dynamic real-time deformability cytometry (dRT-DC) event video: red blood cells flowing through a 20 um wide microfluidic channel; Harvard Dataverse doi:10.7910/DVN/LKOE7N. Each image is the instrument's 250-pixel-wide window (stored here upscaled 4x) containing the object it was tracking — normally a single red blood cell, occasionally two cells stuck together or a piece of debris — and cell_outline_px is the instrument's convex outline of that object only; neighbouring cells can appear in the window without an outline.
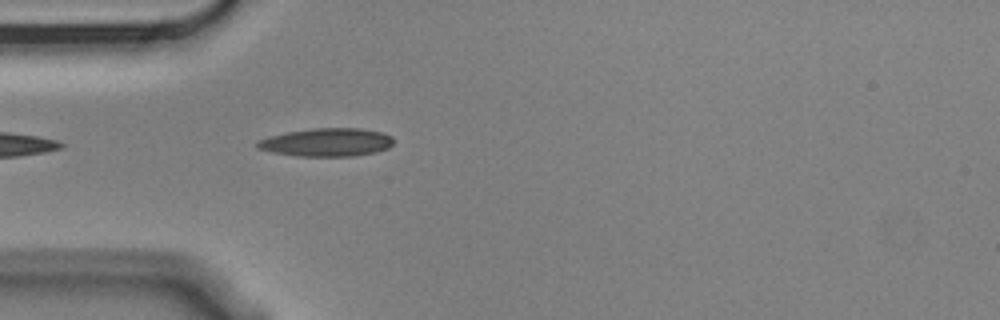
{"species": "Egyptian fruit bat (a non-hibernating species)", "species_latin": "Rousettus aegyptiacus", "temperature_condition": "cold", "stored_images_in_passage": 5, "camera_frame_rate_fps": 3000, "um_per_image_px": 0.085, "animal": {"sex": "male"}, "frame": {"image": 1, "passage_image": 5, "time_ms": 1.333, "image_size_px": [1000, 320], "cell_outline_px": [[392, 144], [388, 148], [376, 152], [356, 156], [296, 156], [272, 152], [256, 148], [256, 144], [260, 140], [268, 136], [288, 132], [312, 128], [360, 128], [380, 132], [392, 136]], "centroid_in_image_um": [27.77, 12.1], "position_along_channel_um": 57.2, "area_um2": 22.37}}